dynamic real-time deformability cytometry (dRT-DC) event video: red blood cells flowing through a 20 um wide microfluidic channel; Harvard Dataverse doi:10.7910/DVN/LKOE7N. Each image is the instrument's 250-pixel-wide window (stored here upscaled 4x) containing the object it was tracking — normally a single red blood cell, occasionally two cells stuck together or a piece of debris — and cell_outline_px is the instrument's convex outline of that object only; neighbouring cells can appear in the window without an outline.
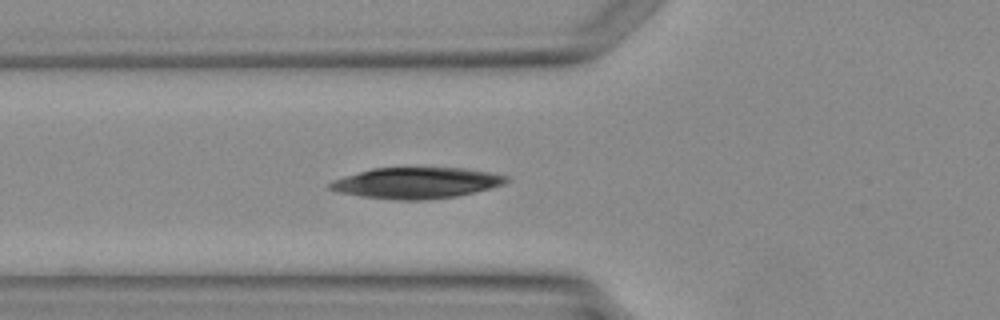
{"species": "Egyptian fruit bat (a non-hibernating species)", "species_latin": "Rousettus aegyptiacus", "temperature_condition": "warm", "stored_images_in_passage": 4, "camera_frame_rate_fps": 3000, "um_per_image_px": 0.085, "animal": {"sex": "female"}, "frame": {"image": 1, "passage_image": 4, "time_ms": 4.333, "image_size_px": [1000, 320], "cell_outline_px": [[508, 180], [504, 184], [456, 196], [424, 200], [392, 200], [360, 196], [340, 192], [328, 188], [328, 184], [332, 180], [344, 176], [372, 168], [464, 168], [488, 172], [508, 176]], "centroid_in_image_um": [35.34, 15.55], "position_along_channel_um": 90.5, "area_um2": 31.67}}